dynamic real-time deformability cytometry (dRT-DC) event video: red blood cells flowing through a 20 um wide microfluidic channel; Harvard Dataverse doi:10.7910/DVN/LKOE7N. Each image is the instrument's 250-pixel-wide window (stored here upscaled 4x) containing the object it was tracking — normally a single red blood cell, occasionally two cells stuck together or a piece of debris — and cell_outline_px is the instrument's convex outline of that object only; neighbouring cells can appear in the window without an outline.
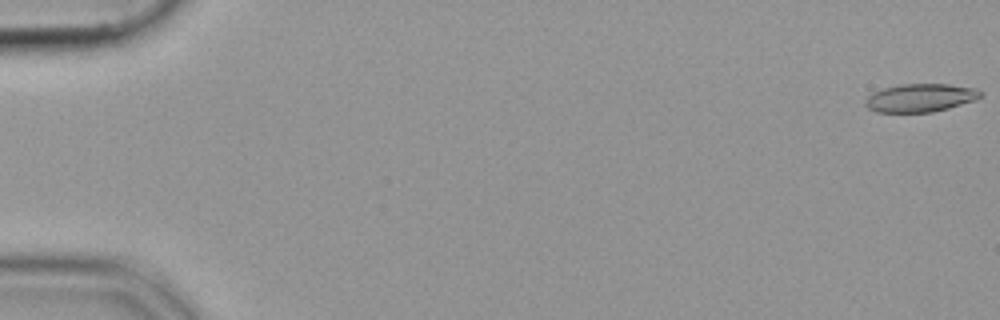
{"species": "common noctule bat (a hibernating species)", "species_latin": "Nyctalus noctula", "temperature_condition": "cold", "stored_images_in_passage": 54, "camera_frame_rate_fps": 3000, "um_per_image_px": 0.085, "animal": {"sex": "female", "body_mass_g": 19.9}, "frame": {"image": 1, "passage_image": 1, "time_ms": 0.0, "image_size_px": [1000, 320], "cell_outline_px": [[984, 96], [976, 100], [948, 108], [932, 112], [876, 112], [868, 108], [864, 104], [864, 100], [872, 92], [884, 88], [900, 84], [948, 84], [976, 88], [984, 92]], "centroid_in_image_um": [78.25, 8.31], "position_along_channel_um": 6.7, "area_um2": 19.13}}
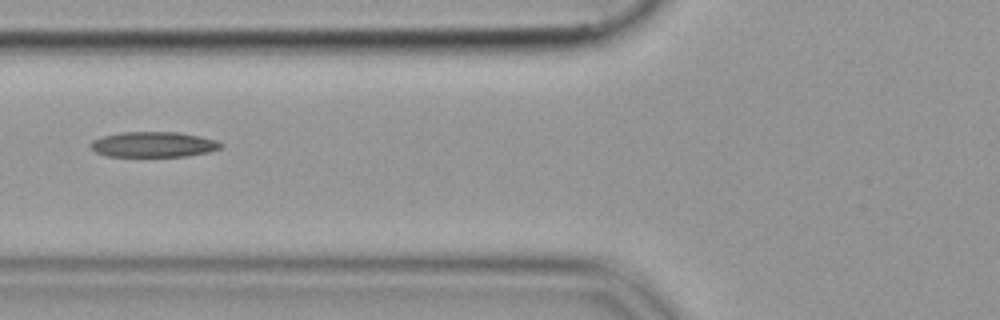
{"frame": {"image": 2, "passage_image": 22, "time_ms": 7.0, "image_size_px": [1000, 320], "cell_outline_px": [[224, 144], [220, 148], [208, 152], [188, 156], [108, 156], [96, 152], [88, 144], [92, 140], [100, 136], [120, 132], [180, 132], [200, 136], [216, 140]], "centroid_in_image_um": [13.03, 12.27], "position_along_channel_um": 112.8, "area_um2": 19.36}}
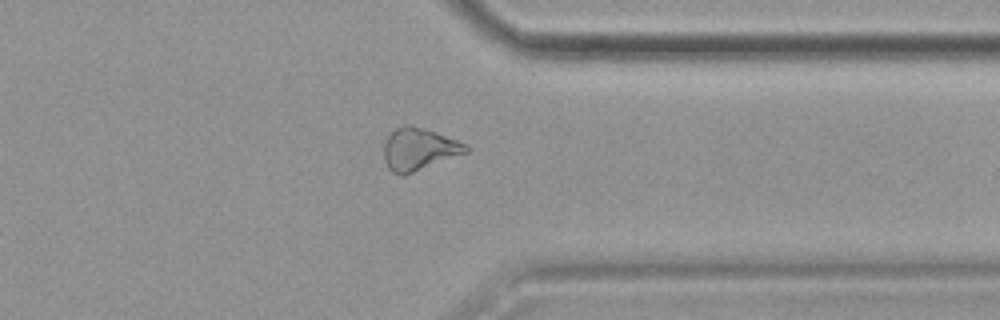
{"frame": {"image": 3, "passage_image": 43, "time_ms": 14.0, "image_size_px": [1000, 320], "cell_outline_px": [[468, 152], [404, 176], [400, 176], [392, 172], [388, 168], [384, 160], [384, 144], [388, 136], [396, 128], [404, 124], [408, 124], [456, 140], [464, 144], [468, 148]], "centroid_in_image_um": [35.56, 12.72], "position_along_channel_um": 375.8, "area_um2": 19.88}}